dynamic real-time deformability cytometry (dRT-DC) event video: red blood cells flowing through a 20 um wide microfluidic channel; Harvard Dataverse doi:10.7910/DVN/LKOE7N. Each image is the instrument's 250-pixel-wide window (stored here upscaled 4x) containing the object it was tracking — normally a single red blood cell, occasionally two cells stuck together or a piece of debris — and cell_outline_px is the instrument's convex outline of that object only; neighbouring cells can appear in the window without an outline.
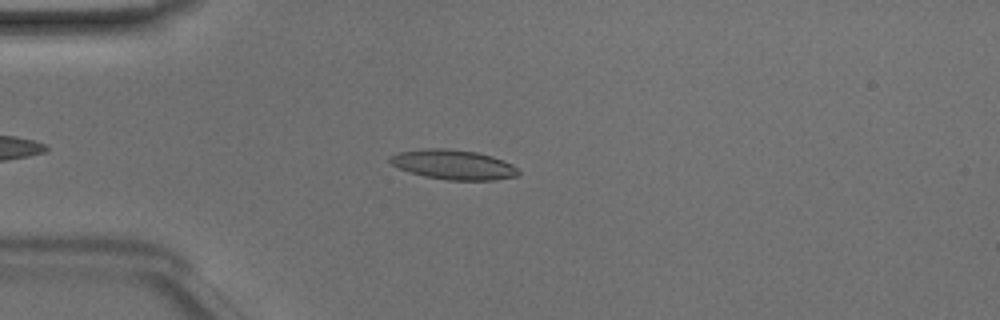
{"species": "Egyptian fruit bat (a non-hibernating species)", "species_latin": "Rousettus aegyptiacus", "temperature_condition": "room temperature", "stored_images_in_passage": 42, "camera_frame_rate_fps": 3000, "um_per_image_px": 0.085, "animal": {"sex": "male"}, "frame": {"image": 1, "passage_image": 9, "time_ms": 2.667, "image_size_px": [1000, 320], "cell_outline_px": [[520, 172], [516, 176], [492, 180], [448, 180], [424, 176], [400, 168], [392, 164], [388, 160], [392, 156], [400, 152], [428, 148], [444, 148], [476, 152], [492, 156], [504, 160], [512, 164]], "centroid_in_image_um": [38.57, 13.99], "position_along_channel_um": 46.4, "area_um2": 21.91}}
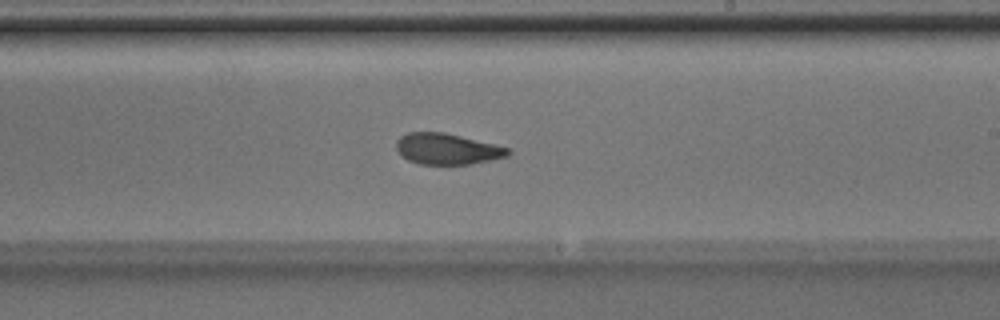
{"frame": {"image": 2, "passage_image": 25, "time_ms": 8.0, "image_size_px": [1000, 320], "cell_outline_px": [[512, 152], [508, 156], [492, 160], [472, 164], [420, 164], [408, 160], [396, 148], [396, 140], [400, 136], [408, 132], [444, 132], [508, 148]], "centroid_in_image_um": [38.0, 12.66], "position_along_channel_um": 251.0, "area_um2": 20.0}}
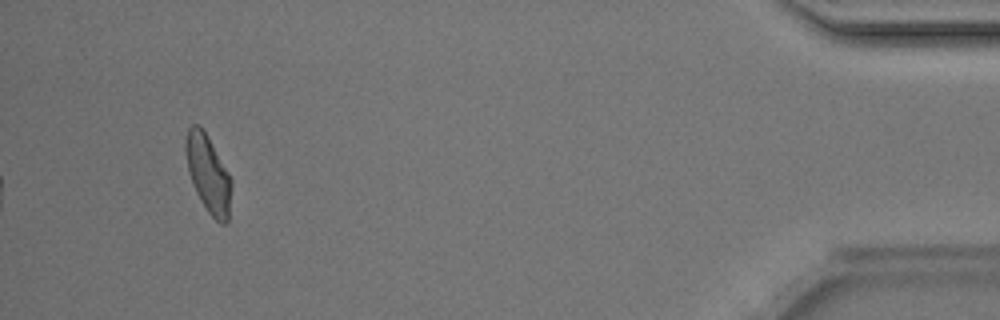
{"frame": {"image": 3, "passage_image": 42, "time_ms": 13.667, "image_size_px": [1000, 320], "cell_outline_px": [[232, 184], [228, 224], [220, 224], [208, 212], [200, 200], [192, 184], [188, 172], [184, 148], [184, 144], [188, 128], [192, 124], [200, 124], [228, 172], [232, 180]], "centroid_in_image_um": [17.68, 14.79], "position_along_channel_um": 417.5, "area_um2": 20.75}, "authors_computed_cell_mechanics": {"area_um2": 20.7502, "velocity_mm_per_s": 4.1703, "shape_relaxation_time_tau1_ms": 5.3265, "shape_relaxation_time_tau2_ms": 2.17, "deformation_change_tau1": 0.1658, "deformation_change_tau2": 0.0794}}